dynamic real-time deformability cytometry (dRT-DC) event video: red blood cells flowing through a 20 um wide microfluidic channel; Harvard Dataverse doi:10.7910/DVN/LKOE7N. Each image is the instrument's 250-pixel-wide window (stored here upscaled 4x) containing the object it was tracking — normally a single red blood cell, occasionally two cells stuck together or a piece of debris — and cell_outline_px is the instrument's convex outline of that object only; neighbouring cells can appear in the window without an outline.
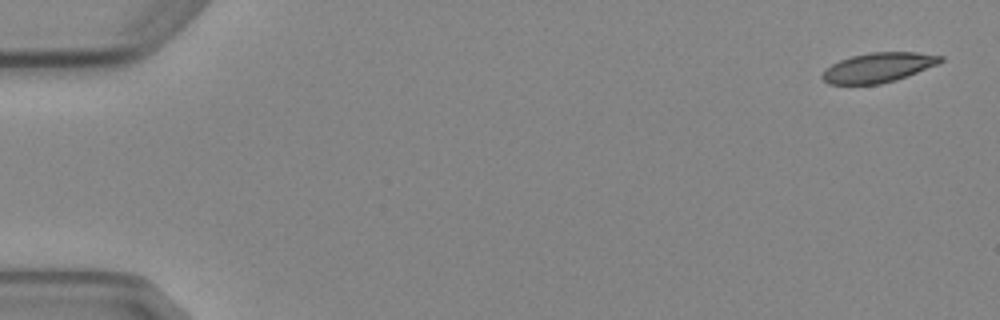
{"species": "Egyptian fruit bat (a non-hibernating species)", "species_latin": "Rousettus aegyptiacus", "temperature_condition": "cold", "stored_images_in_passage": 5, "camera_frame_rate_fps": 3000, "um_per_image_px": 0.085, "animal": {"sex": "female"}, "frame": {"image": 1, "passage_image": 1, "time_ms": 0.0, "image_size_px": [1000, 320], "cell_outline_px": [[944, 60], [936, 64], [896, 80], [880, 84], [828, 84], [820, 76], [832, 64], [840, 60], [852, 56], [868, 52], [916, 52], [944, 56]], "centroid_in_image_um": [74.65, 5.73], "position_along_channel_um": 10.4, "area_um2": 20.17}}
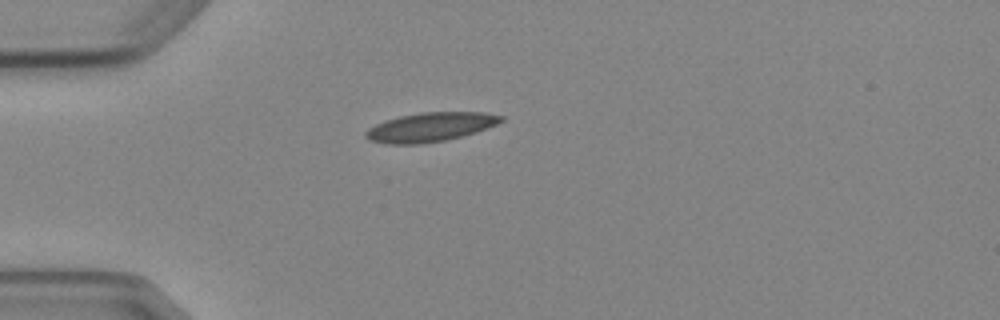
{"frame": {"image": 2, "passage_image": 4, "time_ms": 4.333, "image_size_px": [1000, 320], "cell_outline_px": [[504, 120], [496, 124], [476, 132], [444, 140], [416, 144], [388, 144], [372, 140], [364, 136], [364, 132], [368, 128], [384, 120], [400, 116], [420, 112], [484, 112], [504, 116]], "centroid_in_image_um": [36.57, 10.79], "position_along_channel_um": 48.4, "area_um2": 22.77}}